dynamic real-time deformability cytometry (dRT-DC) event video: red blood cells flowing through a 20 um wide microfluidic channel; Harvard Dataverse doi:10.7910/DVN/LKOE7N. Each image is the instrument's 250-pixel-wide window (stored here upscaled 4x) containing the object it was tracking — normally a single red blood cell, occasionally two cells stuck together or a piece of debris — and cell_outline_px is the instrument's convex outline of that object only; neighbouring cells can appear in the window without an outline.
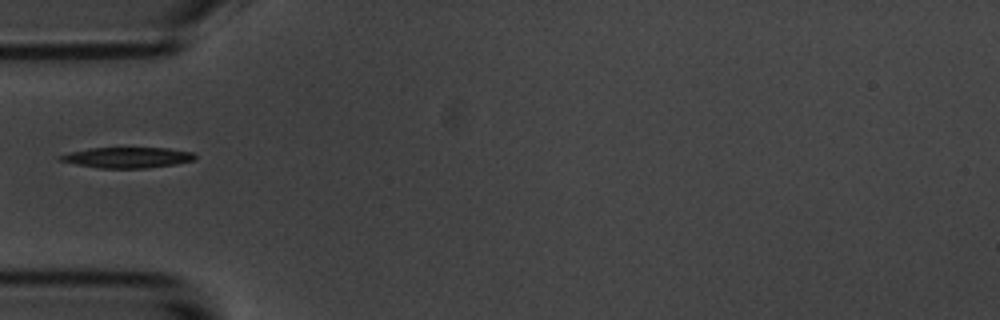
{"species": "common noctule bat (a hibernating species)", "species_latin": "Nyctalus noctula", "temperature_condition": "room temperature", "stored_images_in_passage": 39, "camera_frame_rate_fps": 3000, "um_per_image_px": 0.085, "animal": {"sex": "male", "body_mass_g": 20.1, "forearm_length_mm": 53.5}, "frame": {"image": 1, "passage_image": 1, "time_ms": 0.0, "image_size_px": [1000, 320], "cell_outline_px": [[196, 160], [176, 164], [144, 168], [100, 168], [76, 164], [60, 160], [56, 156], [68, 152], [88, 148], [168, 148], [192, 152], [196, 156]], "centroid_in_image_um": [10.82, 13.38], "position_along_channel_um": 74.2, "area_um2": 16.24}}
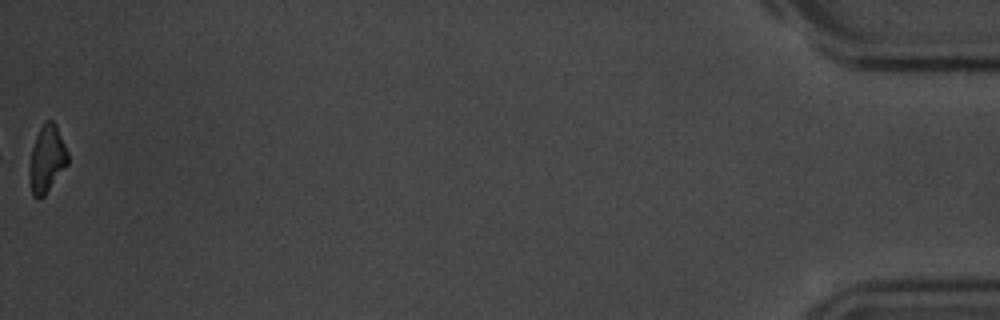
{"frame": {"image": 2, "passage_image": 39, "time_ms": 12.667, "image_size_px": [1000, 320], "cell_outline_px": [[68, 164], [44, 196], [40, 200], [32, 196], [32, 148], [36, 136], [40, 128], [48, 120], [52, 120], [56, 124], [68, 152]], "centroid_in_image_um": [4.04, 13.5], "position_along_channel_um": 431.2, "area_um2": 14.33}}